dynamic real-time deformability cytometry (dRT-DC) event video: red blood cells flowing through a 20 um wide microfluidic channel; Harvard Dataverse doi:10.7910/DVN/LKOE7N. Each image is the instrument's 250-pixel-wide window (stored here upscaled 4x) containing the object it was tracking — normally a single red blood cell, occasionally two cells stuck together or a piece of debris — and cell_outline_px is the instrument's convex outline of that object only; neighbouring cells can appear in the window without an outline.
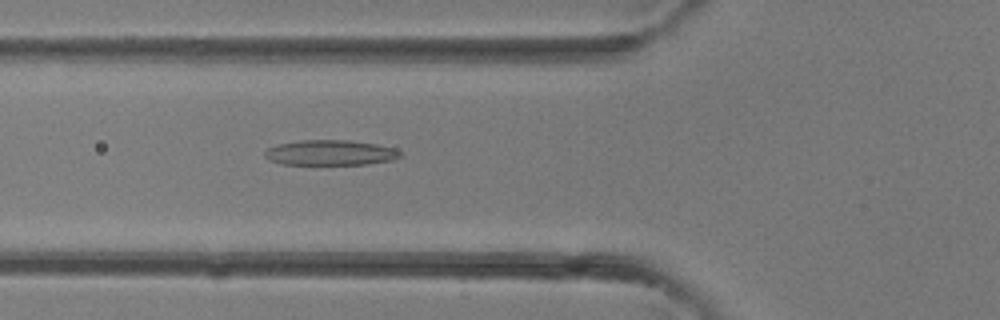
{"species": "common noctule bat (a hibernating species)", "species_latin": "Nyctalus noctula", "temperature_condition": "room temperature", "stored_images_in_passage": 30, "camera_frame_rate_fps": 3000, "um_per_image_px": 0.085, "animal": {"sex": "female"}, "frame": {"image": 1, "passage_image": 6, "time_ms": 1.667, "image_size_px": [1000, 320], "cell_outline_px": [[400, 156], [392, 160], [368, 164], [280, 164], [268, 160], [264, 156], [264, 152], [268, 148], [276, 144], [300, 140], [348, 140], [376, 144], [396, 148], [400, 152]], "centroid_in_image_um": [28.04, 12.97], "position_along_channel_um": 97.8, "area_um2": 20.0}}
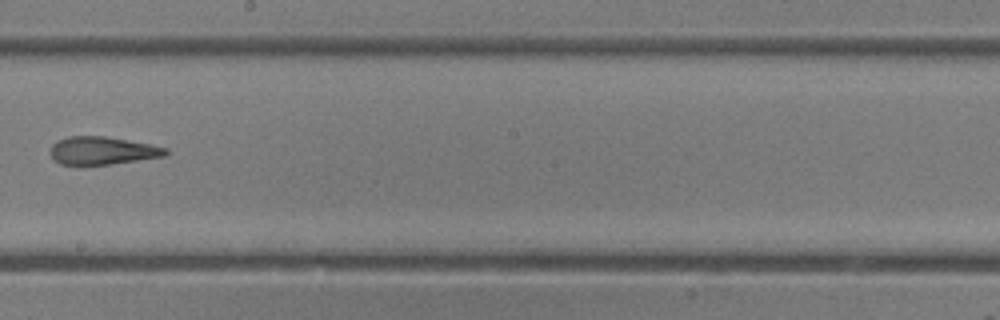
{"frame": {"image": 2, "passage_image": 14, "time_ms": 4.333, "image_size_px": [1000, 320], "cell_outline_px": [[168, 152], [164, 156], [112, 164], [84, 168], [80, 168], [60, 164], [52, 160], [48, 152], [52, 144], [56, 140], [68, 136], [104, 136], [128, 140], [168, 148]], "centroid_in_image_um": [8.57, 12.85], "position_along_channel_um": 239.6, "area_um2": 19.59}}
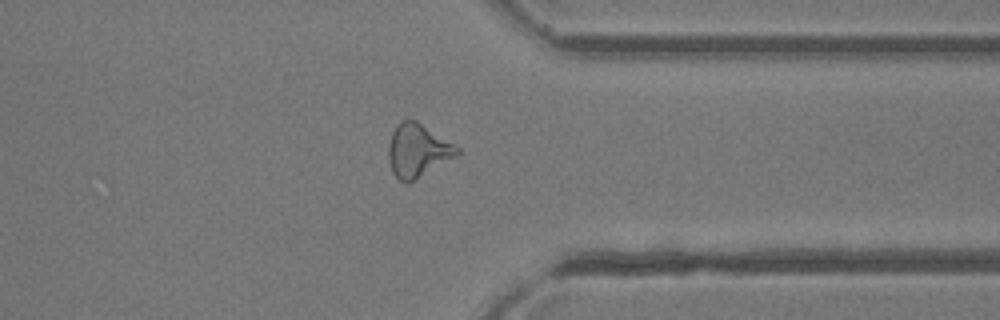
{"frame": {"image": 3, "passage_image": 22, "time_ms": 7.0, "image_size_px": [1000, 320], "cell_outline_px": [[460, 152], [456, 156], [408, 184], [400, 180], [392, 172], [388, 160], [388, 144], [392, 132], [396, 124], [400, 120], [416, 120], [460, 148]], "centroid_in_image_um": [35.47, 12.79], "position_along_channel_um": 375.9, "area_um2": 21.21}}